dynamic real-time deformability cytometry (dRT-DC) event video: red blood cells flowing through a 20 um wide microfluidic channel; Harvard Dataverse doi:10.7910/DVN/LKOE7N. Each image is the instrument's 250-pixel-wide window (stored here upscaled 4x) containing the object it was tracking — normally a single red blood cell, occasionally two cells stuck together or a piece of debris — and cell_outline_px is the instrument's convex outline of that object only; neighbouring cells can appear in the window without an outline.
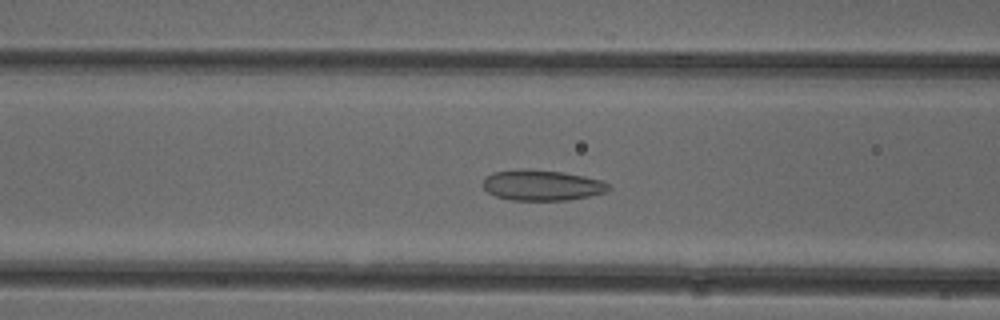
{"species": "common noctule bat (a hibernating species)", "species_latin": "Nyctalus noctula", "temperature_condition": "cold", "stored_images_in_passage": 42, "camera_frame_rate_fps": 3000, "um_per_image_px": 0.085, "animal": {"sex": "female"}, "frame": {"image": 1, "passage_image": 11, "time_ms": 3.333, "image_size_px": [1000, 320], "cell_outline_px": [[612, 188], [604, 192], [588, 196], [568, 200], [512, 200], [496, 196], [488, 192], [484, 188], [484, 180], [492, 172], [520, 168], [564, 172], [604, 180], [612, 184]], "centroid_in_image_um": [46.11, 15.73], "position_along_channel_um": 120.5, "area_um2": 22.54}}
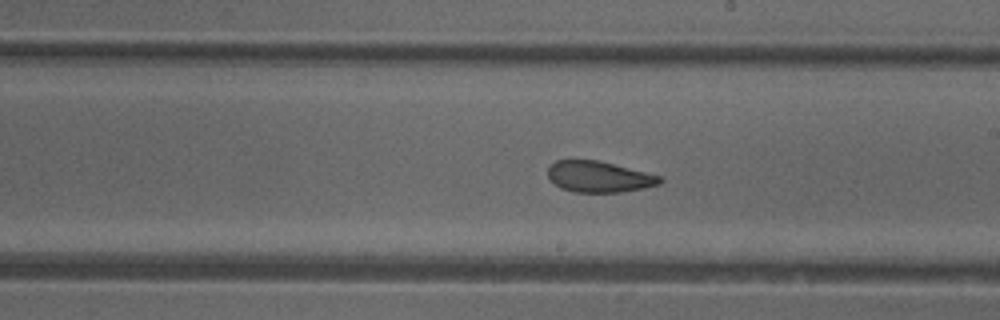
{"frame": {"image": 2, "passage_image": 20, "time_ms": 6.333, "image_size_px": [1000, 320], "cell_outline_px": [[664, 180], [660, 184], [644, 188], [620, 192], [576, 192], [560, 188], [548, 176], [548, 168], [556, 160], [596, 160], [660, 176]], "centroid_in_image_um": [50.91, 15.03], "position_along_channel_um": 238.1, "area_um2": 19.94}}
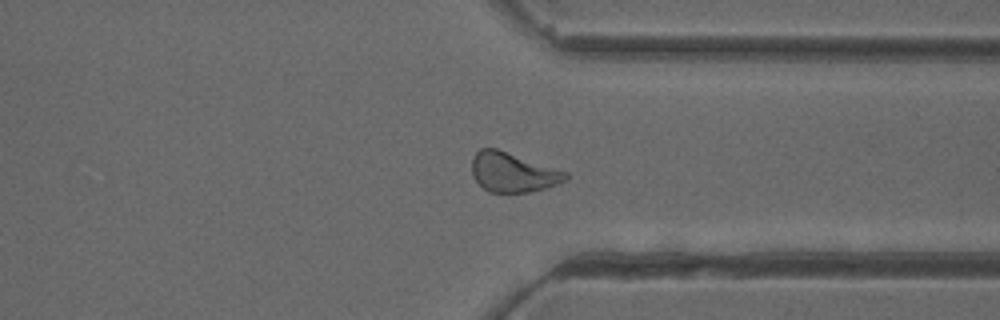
{"frame": {"image": 3, "passage_image": 30, "time_ms": 9.667, "image_size_px": [1000, 320], "cell_outline_px": [[568, 180], [548, 188], [528, 192], [488, 192], [472, 176], [472, 160], [476, 152], [480, 148], [496, 148], [568, 172]], "centroid_in_image_um": [43.61, 14.65], "position_along_channel_um": 367.8, "area_um2": 21.62}, "authors_computed_cell_mechanics": {"area_um2": 22.0218, "velocity_mm_per_s": 3.9164, "shape_relaxation_time_tau1_ms": null, "shape_relaxation_time_tau2_ms": 1.6654, "deformation_change_tau1": null, "deformation_change_tau2": 0.0791}}